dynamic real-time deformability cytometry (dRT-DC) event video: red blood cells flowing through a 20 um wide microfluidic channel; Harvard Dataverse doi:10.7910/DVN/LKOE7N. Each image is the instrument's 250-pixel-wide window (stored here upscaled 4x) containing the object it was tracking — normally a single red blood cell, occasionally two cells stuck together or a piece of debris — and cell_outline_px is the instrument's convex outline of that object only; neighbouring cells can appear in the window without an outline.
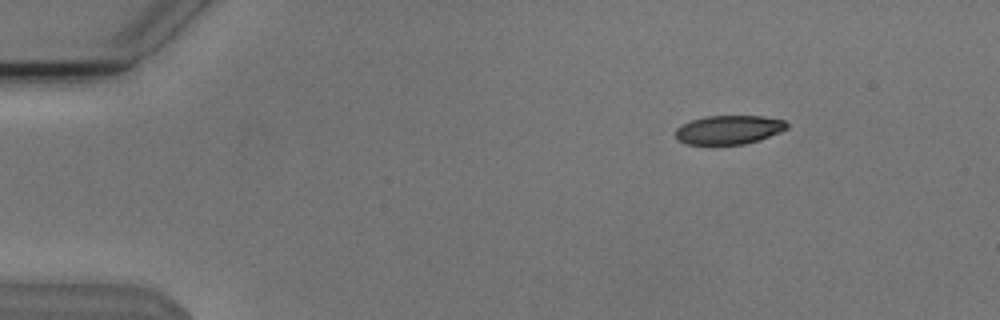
{"species": "Egyptian fruit bat (a non-hibernating species)", "species_latin": "Rousettus aegyptiacus", "temperature_condition": "cold", "stored_images_in_passage": 7, "camera_frame_rate_fps": 3000, "um_per_image_px": 0.085, "animal": {"sex": "male"}, "frame": {"image": 1, "passage_image": 3, "time_ms": 0.667, "image_size_px": [1000, 320], "cell_outline_px": [[788, 128], [780, 132], [760, 140], [744, 144], [688, 144], [676, 140], [676, 128], [692, 120], [704, 116], [764, 116], [784, 120], [788, 124]], "centroid_in_image_um": [61.97, 11.03], "position_along_channel_um": 23.0, "area_um2": 18.73}}
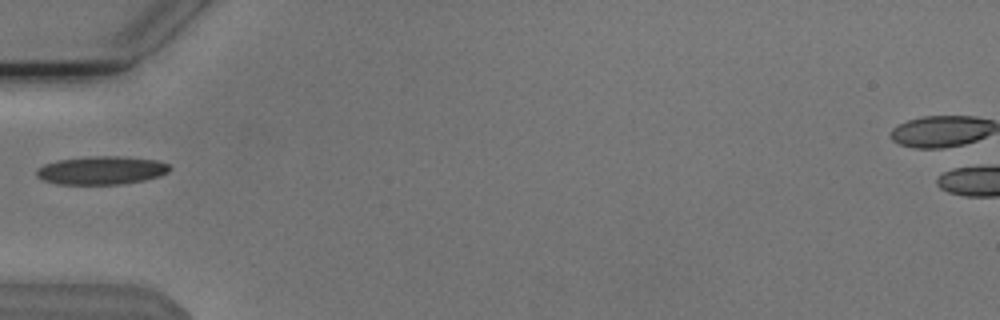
{"frame": {"image": 2, "passage_image": 6, "time_ms": 1.667, "image_size_px": [1000, 320], "cell_outline_px": [[172, 168], [168, 172], [160, 176], [144, 180], [120, 184], [56, 184], [40, 180], [36, 176], [36, 168], [44, 164], [56, 160], [88, 156], [120, 156], [156, 160], [168, 164]], "centroid_in_image_um": [8.58, 14.48], "position_along_channel_um": 76.4, "area_um2": 22.2}}